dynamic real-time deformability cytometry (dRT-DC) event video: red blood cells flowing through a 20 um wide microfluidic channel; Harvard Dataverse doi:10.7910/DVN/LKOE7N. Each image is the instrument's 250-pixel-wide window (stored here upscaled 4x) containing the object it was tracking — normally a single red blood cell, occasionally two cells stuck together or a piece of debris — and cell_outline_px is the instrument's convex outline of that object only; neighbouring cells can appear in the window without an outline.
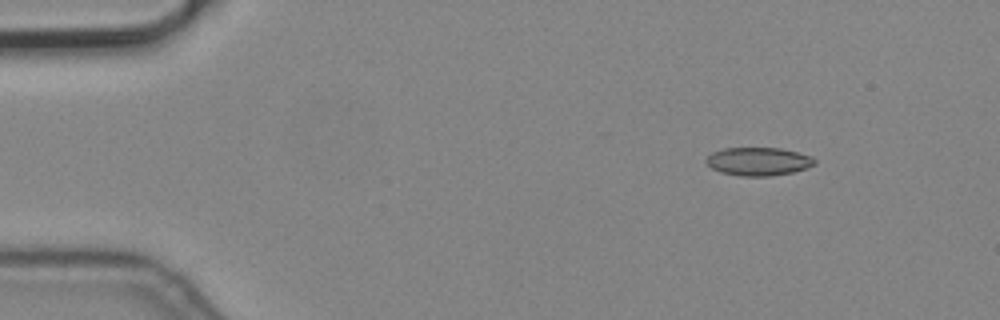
{"species": "common noctule bat (a hibernating species)", "species_latin": "Nyctalus noctula", "temperature_condition": "cold", "stored_images_in_passage": 4, "camera_frame_rate_fps": 3000, "um_per_image_px": 0.085, "animal": {"sex": "male", "body_mass_g": 19.2, "forearm_length_mm": 51.8}, "frame": {"image": 1, "passage_image": 1, "time_ms": 0.0, "image_size_px": [1000, 320], "cell_outline_px": [[816, 164], [792, 172], [772, 176], [740, 176], [720, 172], [712, 168], [704, 160], [712, 152], [724, 148], [780, 148], [812, 156], [816, 160]], "centroid_in_image_um": [64.45, 13.72], "position_along_channel_um": 20.6, "area_um2": 17.8}}
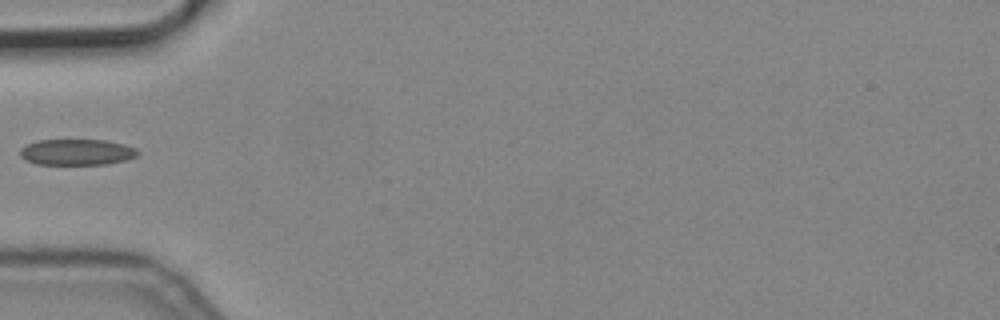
{"frame": {"image": 2, "passage_image": 4, "time_ms": 1.0, "image_size_px": [1000, 320], "cell_outline_px": [[140, 152], [136, 156], [128, 160], [104, 164], [36, 164], [24, 160], [20, 156], [20, 148], [36, 140], [104, 140], [124, 144], [136, 148]], "centroid_in_image_um": [6.52, 12.93], "position_along_channel_um": 78.5, "area_um2": 17.92}}